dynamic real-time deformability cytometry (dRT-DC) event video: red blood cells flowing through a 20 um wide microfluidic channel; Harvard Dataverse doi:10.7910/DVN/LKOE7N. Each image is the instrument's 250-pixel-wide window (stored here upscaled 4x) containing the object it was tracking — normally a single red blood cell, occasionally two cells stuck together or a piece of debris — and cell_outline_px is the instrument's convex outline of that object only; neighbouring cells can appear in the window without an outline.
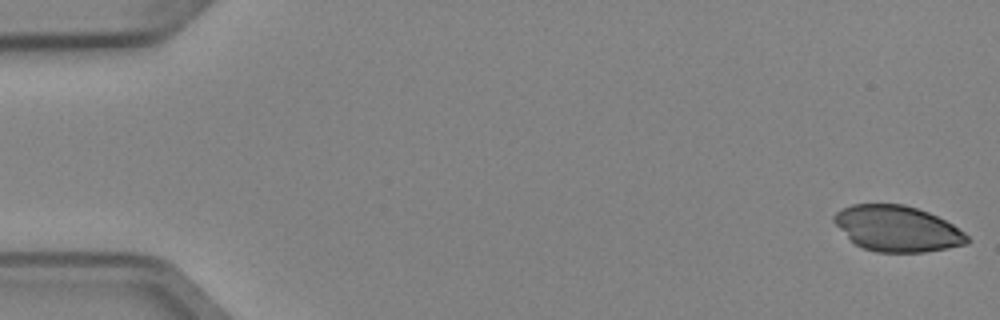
{"species": "Egyptian fruit bat (a non-hibernating species)", "species_latin": "Rousettus aegyptiacus", "temperature_condition": "cold", "stored_images_in_passage": 4, "camera_frame_rate_fps": 3000, "um_per_image_px": 0.085, "animal": {"sex": "female"}, "frame": {"image": 1, "passage_image": 1, "time_ms": 0.0, "image_size_px": [1000, 320], "cell_outline_px": [[972, 240], [968, 244], [924, 252], [876, 252], [864, 248], [856, 244], [832, 220], [832, 216], [836, 212], [852, 204], [904, 204], [928, 212], [952, 224], [964, 232]], "centroid_in_image_um": [76.29, 19.43], "position_along_channel_um": 8.7, "area_um2": 35.2}}